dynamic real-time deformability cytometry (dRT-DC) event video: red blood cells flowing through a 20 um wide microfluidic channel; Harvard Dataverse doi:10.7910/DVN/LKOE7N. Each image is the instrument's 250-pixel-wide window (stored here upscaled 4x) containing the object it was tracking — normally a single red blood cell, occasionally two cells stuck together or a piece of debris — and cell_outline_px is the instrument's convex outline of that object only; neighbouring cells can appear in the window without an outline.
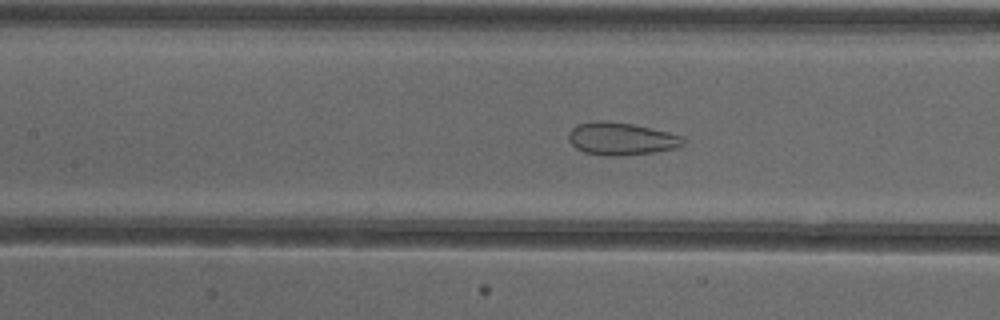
{"species": "common noctule bat (a hibernating species)", "species_latin": "Nyctalus noctula", "temperature_condition": "cold", "stored_images_in_passage": 54, "camera_frame_rate_fps": 3000, "um_per_image_px": 0.085, "animal": {"sex": "female"}, "frame": {"image": 1, "passage_image": 25, "time_ms": 8.0, "image_size_px": [1000, 320], "cell_outline_px": [[684, 144], [676, 148], [652, 152], [620, 156], [604, 156], [584, 152], [576, 148], [568, 140], [568, 132], [576, 124], [596, 120], [604, 120], [632, 124], [668, 132], [680, 136], [684, 140]], "centroid_in_image_um": [52.74, 11.79], "position_along_channel_um": 154.7, "area_um2": 21.79}}
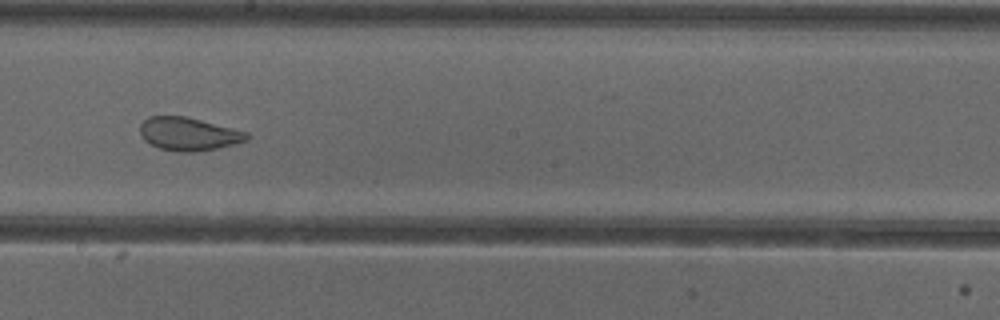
{"frame": {"image": 2, "passage_image": 31, "time_ms": 10.0, "image_size_px": [1000, 320], "cell_outline_px": [[252, 136], [248, 140], [236, 144], [216, 148], [192, 152], [180, 152], [160, 148], [144, 140], [140, 132], [140, 124], [148, 116], [184, 116], [248, 132]], "centroid_in_image_um": [16.05, 11.38], "position_along_channel_um": 232.1, "area_um2": 20.52}}
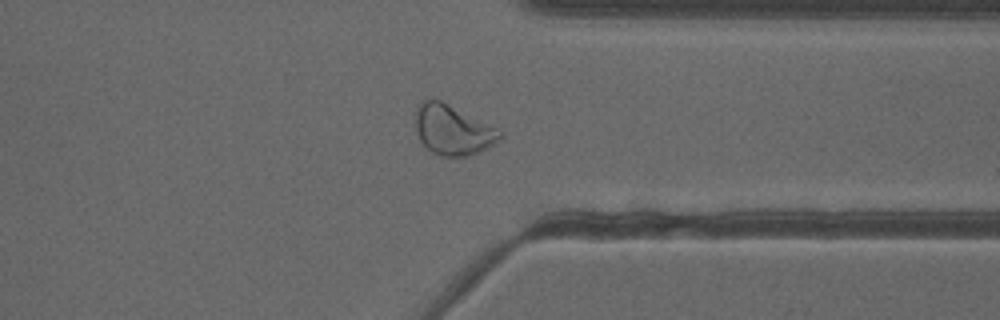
{"frame": {"image": 3, "passage_image": 42, "time_ms": 13.667, "image_size_px": [1000, 320], "cell_outline_px": [[500, 140], [468, 156], [444, 156], [432, 152], [420, 140], [416, 132], [416, 104], [420, 100], [440, 100], [500, 128]], "centroid_in_image_um": [38.47, 11.01], "position_along_channel_um": 372.9, "area_um2": 24.39}, "authors_computed_cell_mechanics": {"area_um2": 27.6862, "velocity_mm_per_s": 3.8847, "shape_relaxation_time_tau1_ms": null, "shape_relaxation_time_tau2_ms": 1.1032, "deformation_change_tau1": null, "deformation_change_tau2": 0.0786}}